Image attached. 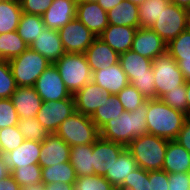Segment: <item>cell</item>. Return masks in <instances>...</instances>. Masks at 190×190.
Segmentation results:
<instances>
[{"label":"cell","mask_w":190,"mask_h":190,"mask_svg":"<svg viewBox=\"0 0 190 190\" xmlns=\"http://www.w3.org/2000/svg\"><path fill=\"white\" fill-rule=\"evenodd\" d=\"M147 100L135 111H124L107 121L100 129L99 136L107 141L120 143L125 147L136 137L148 134L147 123Z\"/></svg>","instance_id":"cell-1"},{"label":"cell","mask_w":190,"mask_h":190,"mask_svg":"<svg viewBox=\"0 0 190 190\" xmlns=\"http://www.w3.org/2000/svg\"><path fill=\"white\" fill-rule=\"evenodd\" d=\"M186 114L171 108L160 98L147 100L146 123L148 134L175 140L182 129Z\"/></svg>","instance_id":"cell-2"},{"label":"cell","mask_w":190,"mask_h":190,"mask_svg":"<svg viewBox=\"0 0 190 190\" xmlns=\"http://www.w3.org/2000/svg\"><path fill=\"white\" fill-rule=\"evenodd\" d=\"M169 140L145 134L136 137L126 149L136 160L138 167L146 171L162 170Z\"/></svg>","instance_id":"cell-3"},{"label":"cell","mask_w":190,"mask_h":190,"mask_svg":"<svg viewBox=\"0 0 190 190\" xmlns=\"http://www.w3.org/2000/svg\"><path fill=\"white\" fill-rule=\"evenodd\" d=\"M54 65L72 95L92 81V72L85 53H65Z\"/></svg>","instance_id":"cell-4"},{"label":"cell","mask_w":190,"mask_h":190,"mask_svg":"<svg viewBox=\"0 0 190 190\" xmlns=\"http://www.w3.org/2000/svg\"><path fill=\"white\" fill-rule=\"evenodd\" d=\"M55 134L70 147L92 144L100 137L91 117L76 111L59 125Z\"/></svg>","instance_id":"cell-5"},{"label":"cell","mask_w":190,"mask_h":190,"mask_svg":"<svg viewBox=\"0 0 190 190\" xmlns=\"http://www.w3.org/2000/svg\"><path fill=\"white\" fill-rule=\"evenodd\" d=\"M17 86H34L37 78L52 63L28 47L19 56L8 61Z\"/></svg>","instance_id":"cell-6"},{"label":"cell","mask_w":190,"mask_h":190,"mask_svg":"<svg viewBox=\"0 0 190 190\" xmlns=\"http://www.w3.org/2000/svg\"><path fill=\"white\" fill-rule=\"evenodd\" d=\"M157 99L166 92L177 89L186 80L178 63L167 52L152 60Z\"/></svg>","instance_id":"cell-7"},{"label":"cell","mask_w":190,"mask_h":190,"mask_svg":"<svg viewBox=\"0 0 190 190\" xmlns=\"http://www.w3.org/2000/svg\"><path fill=\"white\" fill-rule=\"evenodd\" d=\"M189 10L170 2L150 27L168 44L188 28Z\"/></svg>","instance_id":"cell-8"},{"label":"cell","mask_w":190,"mask_h":190,"mask_svg":"<svg viewBox=\"0 0 190 190\" xmlns=\"http://www.w3.org/2000/svg\"><path fill=\"white\" fill-rule=\"evenodd\" d=\"M75 112L73 95L69 98L42 102L41 108L36 114V119L48 134L55 133L59 125Z\"/></svg>","instance_id":"cell-9"},{"label":"cell","mask_w":190,"mask_h":190,"mask_svg":"<svg viewBox=\"0 0 190 190\" xmlns=\"http://www.w3.org/2000/svg\"><path fill=\"white\" fill-rule=\"evenodd\" d=\"M66 53H85L97 37L77 18L58 30Z\"/></svg>","instance_id":"cell-10"},{"label":"cell","mask_w":190,"mask_h":190,"mask_svg":"<svg viewBox=\"0 0 190 190\" xmlns=\"http://www.w3.org/2000/svg\"><path fill=\"white\" fill-rule=\"evenodd\" d=\"M34 87L43 102L58 101L72 95L66 88L54 64H51L37 78Z\"/></svg>","instance_id":"cell-11"},{"label":"cell","mask_w":190,"mask_h":190,"mask_svg":"<svg viewBox=\"0 0 190 190\" xmlns=\"http://www.w3.org/2000/svg\"><path fill=\"white\" fill-rule=\"evenodd\" d=\"M126 149L120 143L107 141L99 137L93 143V168L95 175L104 176L110 166L116 162L119 155Z\"/></svg>","instance_id":"cell-12"},{"label":"cell","mask_w":190,"mask_h":190,"mask_svg":"<svg viewBox=\"0 0 190 190\" xmlns=\"http://www.w3.org/2000/svg\"><path fill=\"white\" fill-rule=\"evenodd\" d=\"M167 44L151 28L139 27L134 35L132 51L145 58H154L166 53Z\"/></svg>","instance_id":"cell-13"},{"label":"cell","mask_w":190,"mask_h":190,"mask_svg":"<svg viewBox=\"0 0 190 190\" xmlns=\"http://www.w3.org/2000/svg\"><path fill=\"white\" fill-rule=\"evenodd\" d=\"M41 142L24 140L20 146L11 152H0L3 163L10 170L26 167L31 164H39Z\"/></svg>","instance_id":"cell-14"},{"label":"cell","mask_w":190,"mask_h":190,"mask_svg":"<svg viewBox=\"0 0 190 190\" xmlns=\"http://www.w3.org/2000/svg\"><path fill=\"white\" fill-rule=\"evenodd\" d=\"M71 147L55 133L48 134L41 142L39 165L48 167L69 162Z\"/></svg>","instance_id":"cell-15"},{"label":"cell","mask_w":190,"mask_h":190,"mask_svg":"<svg viewBox=\"0 0 190 190\" xmlns=\"http://www.w3.org/2000/svg\"><path fill=\"white\" fill-rule=\"evenodd\" d=\"M76 18L97 37L109 25L107 12L97 2L77 0Z\"/></svg>","instance_id":"cell-16"},{"label":"cell","mask_w":190,"mask_h":190,"mask_svg":"<svg viewBox=\"0 0 190 190\" xmlns=\"http://www.w3.org/2000/svg\"><path fill=\"white\" fill-rule=\"evenodd\" d=\"M77 0H53L42 15L46 28L60 30L76 18Z\"/></svg>","instance_id":"cell-17"},{"label":"cell","mask_w":190,"mask_h":190,"mask_svg":"<svg viewBox=\"0 0 190 190\" xmlns=\"http://www.w3.org/2000/svg\"><path fill=\"white\" fill-rule=\"evenodd\" d=\"M92 81L111 95H117L123 88L130 84L128 76L119 62L92 72Z\"/></svg>","instance_id":"cell-18"},{"label":"cell","mask_w":190,"mask_h":190,"mask_svg":"<svg viewBox=\"0 0 190 190\" xmlns=\"http://www.w3.org/2000/svg\"><path fill=\"white\" fill-rule=\"evenodd\" d=\"M10 99L19 119L36 118L43 102L34 86H17Z\"/></svg>","instance_id":"cell-19"},{"label":"cell","mask_w":190,"mask_h":190,"mask_svg":"<svg viewBox=\"0 0 190 190\" xmlns=\"http://www.w3.org/2000/svg\"><path fill=\"white\" fill-rule=\"evenodd\" d=\"M54 64L66 52L60 39L58 30L45 28L29 46Z\"/></svg>","instance_id":"cell-20"},{"label":"cell","mask_w":190,"mask_h":190,"mask_svg":"<svg viewBox=\"0 0 190 190\" xmlns=\"http://www.w3.org/2000/svg\"><path fill=\"white\" fill-rule=\"evenodd\" d=\"M106 93L100 86L90 81L73 95L75 111L91 116L98 107L102 106Z\"/></svg>","instance_id":"cell-21"},{"label":"cell","mask_w":190,"mask_h":190,"mask_svg":"<svg viewBox=\"0 0 190 190\" xmlns=\"http://www.w3.org/2000/svg\"><path fill=\"white\" fill-rule=\"evenodd\" d=\"M137 28L109 24L98 36L115 52L122 54L131 50Z\"/></svg>","instance_id":"cell-22"},{"label":"cell","mask_w":190,"mask_h":190,"mask_svg":"<svg viewBox=\"0 0 190 190\" xmlns=\"http://www.w3.org/2000/svg\"><path fill=\"white\" fill-rule=\"evenodd\" d=\"M91 72L119 62V54L99 37H96L85 52Z\"/></svg>","instance_id":"cell-23"},{"label":"cell","mask_w":190,"mask_h":190,"mask_svg":"<svg viewBox=\"0 0 190 190\" xmlns=\"http://www.w3.org/2000/svg\"><path fill=\"white\" fill-rule=\"evenodd\" d=\"M162 170L168 173H190V153L177 141H168Z\"/></svg>","instance_id":"cell-24"},{"label":"cell","mask_w":190,"mask_h":190,"mask_svg":"<svg viewBox=\"0 0 190 190\" xmlns=\"http://www.w3.org/2000/svg\"><path fill=\"white\" fill-rule=\"evenodd\" d=\"M119 63L130 80L132 77L154 76L152 60L129 50L119 54Z\"/></svg>","instance_id":"cell-25"},{"label":"cell","mask_w":190,"mask_h":190,"mask_svg":"<svg viewBox=\"0 0 190 190\" xmlns=\"http://www.w3.org/2000/svg\"><path fill=\"white\" fill-rule=\"evenodd\" d=\"M138 167L136 160L131 153L125 149L106 171L104 177L118 190L131 172Z\"/></svg>","instance_id":"cell-26"},{"label":"cell","mask_w":190,"mask_h":190,"mask_svg":"<svg viewBox=\"0 0 190 190\" xmlns=\"http://www.w3.org/2000/svg\"><path fill=\"white\" fill-rule=\"evenodd\" d=\"M108 24L139 28V6L123 0L107 12Z\"/></svg>","instance_id":"cell-27"},{"label":"cell","mask_w":190,"mask_h":190,"mask_svg":"<svg viewBox=\"0 0 190 190\" xmlns=\"http://www.w3.org/2000/svg\"><path fill=\"white\" fill-rule=\"evenodd\" d=\"M69 162L75 170L76 177L95 175L92 165L93 143L71 147Z\"/></svg>","instance_id":"cell-28"},{"label":"cell","mask_w":190,"mask_h":190,"mask_svg":"<svg viewBox=\"0 0 190 190\" xmlns=\"http://www.w3.org/2000/svg\"><path fill=\"white\" fill-rule=\"evenodd\" d=\"M102 106L90 116L96 127L100 129L107 121L119 117L124 112L123 105L119 101L117 95L105 94Z\"/></svg>","instance_id":"cell-29"},{"label":"cell","mask_w":190,"mask_h":190,"mask_svg":"<svg viewBox=\"0 0 190 190\" xmlns=\"http://www.w3.org/2000/svg\"><path fill=\"white\" fill-rule=\"evenodd\" d=\"M22 13L18 0L0 1V34L17 31Z\"/></svg>","instance_id":"cell-30"},{"label":"cell","mask_w":190,"mask_h":190,"mask_svg":"<svg viewBox=\"0 0 190 190\" xmlns=\"http://www.w3.org/2000/svg\"><path fill=\"white\" fill-rule=\"evenodd\" d=\"M45 28L42 16L22 13L17 32L30 46Z\"/></svg>","instance_id":"cell-31"},{"label":"cell","mask_w":190,"mask_h":190,"mask_svg":"<svg viewBox=\"0 0 190 190\" xmlns=\"http://www.w3.org/2000/svg\"><path fill=\"white\" fill-rule=\"evenodd\" d=\"M41 175L43 184H51L54 182L75 183L77 178L70 162L42 167Z\"/></svg>","instance_id":"cell-32"},{"label":"cell","mask_w":190,"mask_h":190,"mask_svg":"<svg viewBox=\"0 0 190 190\" xmlns=\"http://www.w3.org/2000/svg\"><path fill=\"white\" fill-rule=\"evenodd\" d=\"M29 45L19 36L17 31L6 32L0 34V58L9 61L22 52H24Z\"/></svg>","instance_id":"cell-33"},{"label":"cell","mask_w":190,"mask_h":190,"mask_svg":"<svg viewBox=\"0 0 190 190\" xmlns=\"http://www.w3.org/2000/svg\"><path fill=\"white\" fill-rule=\"evenodd\" d=\"M169 3L170 0H145L139 5L140 27L150 28Z\"/></svg>","instance_id":"cell-34"},{"label":"cell","mask_w":190,"mask_h":190,"mask_svg":"<svg viewBox=\"0 0 190 190\" xmlns=\"http://www.w3.org/2000/svg\"><path fill=\"white\" fill-rule=\"evenodd\" d=\"M41 174L42 167L39 164H31L26 167L14 168L10 175L21 187H24L28 184H41Z\"/></svg>","instance_id":"cell-35"},{"label":"cell","mask_w":190,"mask_h":190,"mask_svg":"<svg viewBox=\"0 0 190 190\" xmlns=\"http://www.w3.org/2000/svg\"><path fill=\"white\" fill-rule=\"evenodd\" d=\"M166 52L171 55L174 60L190 58V29L187 28L175 39L170 41L166 46Z\"/></svg>","instance_id":"cell-36"},{"label":"cell","mask_w":190,"mask_h":190,"mask_svg":"<svg viewBox=\"0 0 190 190\" xmlns=\"http://www.w3.org/2000/svg\"><path fill=\"white\" fill-rule=\"evenodd\" d=\"M17 127L25 140L42 142L48 135L47 131L36 118H20Z\"/></svg>","instance_id":"cell-37"},{"label":"cell","mask_w":190,"mask_h":190,"mask_svg":"<svg viewBox=\"0 0 190 190\" xmlns=\"http://www.w3.org/2000/svg\"><path fill=\"white\" fill-rule=\"evenodd\" d=\"M117 97L123 105L124 111L133 112L146 102V98L131 84L123 88Z\"/></svg>","instance_id":"cell-38"},{"label":"cell","mask_w":190,"mask_h":190,"mask_svg":"<svg viewBox=\"0 0 190 190\" xmlns=\"http://www.w3.org/2000/svg\"><path fill=\"white\" fill-rule=\"evenodd\" d=\"M24 136L17 125L0 129V152H11L22 144Z\"/></svg>","instance_id":"cell-39"},{"label":"cell","mask_w":190,"mask_h":190,"mask_svg":"<svg viewBox=\"0 0 190 190\" xmlns=\"http://www.w3.org/2000/svg\"><path fill=\"white\" fill-rule=\"evenodd\" d=\"M75 190H117L104 176H80L74 183Z\"/></svg>","instance_id":"cell-40"},{"label":"cell","mask_w":190,"mask_h":190,"mask_svg":"<svg viewBox=\"0 0 190 190\" xmlns=\"http://www.w3.org/2000/svg\"><path fill=\"white\" fill-rule=\"evenodd\" d=\"M160 99L173 109L188 114V103L186 98V82L177 89L163 94Z\"/></svg>","instance_id":"cell-41"},{"label":"cell","mask_w":190,"mask_h":190,"mask_svg":"<svg viewBox=\"0 0 190 190\" xmlns=\"http://www.w3.org/2000/svg\"><path fill=\"white\" fill-rule=\"evenodd\" d=\"M118 190H150L149 171L137 167Z\"/></svg>","instance_id":"cell-42"},{"label":"cell","mask_w":190,"mask_h":190,"mask_svg":"<svg viewBox=\"0 0 190 190\" xmlns=\"http://www.w3.org/2000/svg\"><path fill=\"white\" fill-rule=\"evenodd\" d=\"M17 88L8 61H0V99L11 98Z\"/></svg>","instance_id":"cell-43"},{"label":"cell","mask_w":190,"mask_h":190,"mask_svg":"<svg viewBox=\"0 0 190 190\" xmlns=\"http://www.w3.org/2000/svg\"><path fill=\"white\" fill-rule=\"evenodd\" d=\"M19 118L10 98L0 99V129L15 126Z\"/></svg>","instance_id":"cell-44"},{"label":"cell","mask_w":190,"mask_h":190,"mask_svg":"<svg viewBox=\"0 0 190 190\" xmlns=\"http://www.w3.org/2000/svg\"><path fill=\"white\" fill-rule=\"evenodd\" d=\"M154 76L132 77L129 82L133 85L147 100L157 99Z\"/></svg>","instance_id":"cell-45"},{"label":"cell","mask_w":190,"mask_h":190,"mask_svg":"<svg viewBox=\"0 0 190 190\" xmlns=\"http://www.w3.org/2000/svg\"><path fill=\"white\" fill-rule=\"evenodd\" d=\"M53 0H21L23 13L42 16L49 8Z\"/></svg>","instance_id":"cell-46"},{"label":"cell","mask_w":190,"mask_h":190,"mask_svg":"<svg viewBox=\"0 0 190 190\" xmlns=\"http://www.w3.org/2000/svg\"><path fill=\"white\" fill-rule=\"evenodd\" d=\"M168 190H190V173H168Z\"/></svg>","instance_id":"cell-47"},{"label":"cell","mask_w":190,"mask_h":190,"mask_svg":"<svg viewBox=\"0 0 190 190\" xmlns=\"http://www.w3.org/2000/svg\"><path fill=\"white\" fill-rule=\"evenodd\" d=\"M168 172L164 170L149 171L150 190H168Z\"/></svg>","instance_id":"cell-48"},{"label":"cell","mask_w":190,"mask_h":190,"mask_svg":"<svg viewBox=\"0 0 190 190\" xmlns=\"http://www.w3.org/2000/svg\"><path fill=\"white\" fill-rule=\"evenodd\" d=\"M175 141L190 153V121L186 118L182 129L179 131Z\"/></svg>","instance_id":"cell-49"},{"label":"cell","mask_w":190,"mask_h":190,"mask_svg":"<svg viewBox=\"0 0 190 190\" xmlns=\"http://www.w3.org/2000/svg\"><path fill=\"white\" fill-rule=\"evenodd\" d=\"M21 186L13 179L11 175L0 180V190H20Z\"/></svg>","instance_id":"cell-50"},{"label":"cell","mask_w":190,"mask_h":190,"mask_svg":"<svg viewBox=\"0 0 190 190\" xmlns=\"http://www.w3.org/2000/svg\"><path fill=\"white\" fill-rule=\"evenodd\" d=\"M45 190H75L74 183L54 182L45 184Z\"/></svg>","instance_id":"cell-51"},{"label":"cell","mask_w":190,"mask_h":190,"mask_svg":"<svg viewBox=\"0 0 190 190\" xmlns=\"http://www.w3.org/2000/svg\"><path fill=\"white\" fill-rule=\"evenodd\" d=\"M175 61L178 63L179 69L182 71L185 80L190 81V58Z\"/></svg>","instance_id":"cell-52"},{"label":"cell","mask_w":190,"mask_h":190,"mask_svg":"<svg viewBox=\"0 0 190 190\" xmlns=\"http://www.w3.org/2000/svg\"><path fill=\"white\" fill-rule=\"evenodd\" d=\"M123 0H97L96 2L108 12L110 9L114 8L117 4L121 3Z\"/></svg>","instance_id":"cell-53"},{"label":"cell","mask_w":190,"mask_h":190,"mask_svg":"<svg viewBox=\"0 0 190 190\" xmlns=\"http://www.w3.org/2000/svg\"><path fill=\"white\" fill-rule=\"evenodd\" d=\"M11 174L10 170L3 163V160L0 157V180L7 178Z\"/></svg>","instance_id":"cell-54"},{"label":"cell","mask_w":190,"mask_h":190,"mask_svg":"<svg viewBox=\"0 0 190 190\" xmlns=\"http://www.w3.org/2000/svg\"><path fill=\"white\" fill-rule=\"evenodd\" d=\"M20 190H45V184H28L24 187H21Z\"/></svg>","instance_id":"cell-55"},{"label":"cell","mask_w":190,"mask_h":190,"mask_svg":"<svg viewBox=\"0 0 190 190\" xmlns=\"http://www.w3.org/2000/svg\"><path fill=\"white\" fill-rule=\"evenodd\" d=\"M173 4H176L179 7L190 10V0H170Z\"/></svg>","instance_id":"cell-56"},{"label":"cell","mask_w":190,"mask_h":190,"mask_svg":"<svg viewBox=\"0 0 190 190\" xmlns=\"http://www.w3.org/2000/svg\"><path fill=\"white\" fill-rule=\"evenodd\" d=\"M186 98L188 103V112L190 111V81H186Z\"/></svg>","instance_id":"cell-57"},{"label":"cell","mask_w":190,"mask_h":190,"mask_svg":"<svg viewBox=\"0 0 190 190\" xmlns=\"http://www.w3.org/2000/svg\"><path fill=\"white\" fill-rule=\"evenodd\" d=\"M133 4H137L138 6L141 5L145 0H128Z\"/></svg>","instance_id":"cell-58"},{"label":"cell","mask_w":190,"mask_h":190,"mask_svg":"<svg viewBox=\"0 0 190 190\" xmlns=\"http://www.w3.org/2000/svg\"><path fill=\"white\" fill-rule=\"evenodd\" d=\"M188 28L190 29V14L188 16Z\"/></svg>","instance_id":"cell-59"},{"label":"cell","mask_w":190,"mask_h":190,"mask_svg":"<svg viewBox=\"0 0 190 190\" xmlns=\"http://www.w3.org/2000/svg\"><path fill=\"white\" fill-rule=\"evenodd\" d=\"M186 118L190 121V111H189L188 114L186 115Z\"/></svg>","instance_id":"cell-60"},{"label":"cell","mask_w":190,"mask_h":190,"mask_svg":"<svg viewBox=\"0 0 190 190\" xmlns=\"http://www.w3.org/2000/svg\"><path fill=\"white\" fill-rule=\"evenodd\" d=\"M81 1L96 2L97 0H81Z\"/></svg>","instance_id":"cell-61"}]
</instances>
